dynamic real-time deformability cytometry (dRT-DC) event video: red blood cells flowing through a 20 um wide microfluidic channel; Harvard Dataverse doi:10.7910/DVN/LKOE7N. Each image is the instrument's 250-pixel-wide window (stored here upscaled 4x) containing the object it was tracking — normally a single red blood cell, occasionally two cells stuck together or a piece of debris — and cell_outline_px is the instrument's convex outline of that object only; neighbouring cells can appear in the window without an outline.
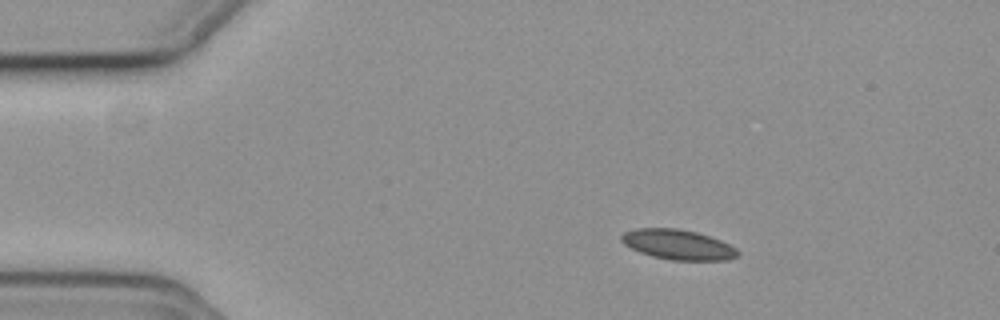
{"species": "common noctule bat (a hibernating species)", "species_latin": "Nyctalus noctula", "temperature_condition": "cold", "stored_images_in_passage": 48, "camera_frame_rate_fps": 3000, "um_per_image_px": 0.085, "animal": {"sex": "female", "body_mass_g": 19.3, "forearm_length_mm": 54.1}, "frame": {"image": 1, "passage_image": 1, "time_ms": 0.0, "image_size_px": [1000, 320], "cell_outline_px": [[740, 256], [728, 260], [672, 260], [652, 256], [640, 252], [624, 244], [620, 240], [620, 236], [624, 232], [636, 228], [676, 228], [696, 232], [712, 236], [736, 248], [740, 252]], "centroid_in_image_um": [57.65, 20.79], "position_along_channel_um": 27.4, "area_um2": 20.46}}
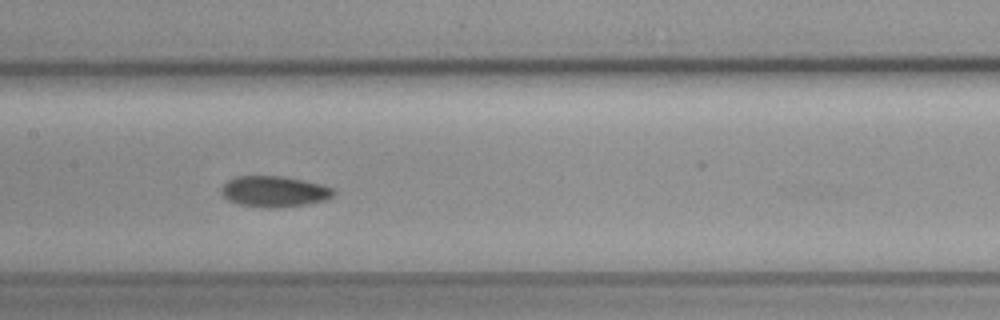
{"frame": {"image": 2, "passage_image": 19, "time_ms": 6.0, "image_size_px": [1000, 320], "cell_outline_px": [[336, 192], [332, 196], [324, 200], [304, 204], [276, 208], [268, 208], [236, 204], [220, 196], [220, 188], [228, 180], [236, 176], [284, 176], [304, 180], [320, 184], [332, 188]], "centroid_in_image_um": [23.24, 16.27], "position_along_channel_um": 184.2, "area_um2": 20.35}}
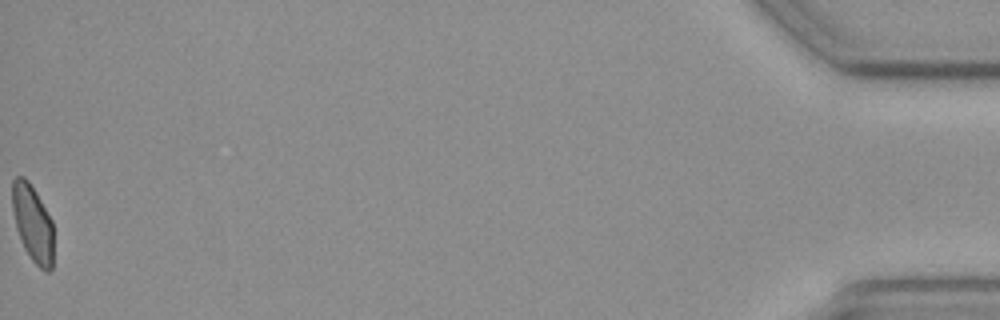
{"frame": {"image": 3, "passage_image": 48, "time_ms": 15.667, "image_size_px": [1000, 320], "cell_outline_px": [[52, 268], [48, 272], [44, 272], [32, 260], [24, 248], [20, 240], [16, 228], [12, 208], [12, 180], [16, 176], [24, 176], [28, 180], [36, 192], [52, 220]], "centroid_in_image_um": [2.76, 18.96], "position_along_channel_um": 432.4, "area_um2": 18.5}, "authors_computed_cell_mechanics": {"area_um2": 19.8254, "velocity_mm_per_s": 3.6955, "shape_relaxation_time_tau1_ms": null, "shape_relaxation_time_tau2_ms": 6.2464, "deformation_change_tau1": null, "deformation_change_tau2": 0.101}}